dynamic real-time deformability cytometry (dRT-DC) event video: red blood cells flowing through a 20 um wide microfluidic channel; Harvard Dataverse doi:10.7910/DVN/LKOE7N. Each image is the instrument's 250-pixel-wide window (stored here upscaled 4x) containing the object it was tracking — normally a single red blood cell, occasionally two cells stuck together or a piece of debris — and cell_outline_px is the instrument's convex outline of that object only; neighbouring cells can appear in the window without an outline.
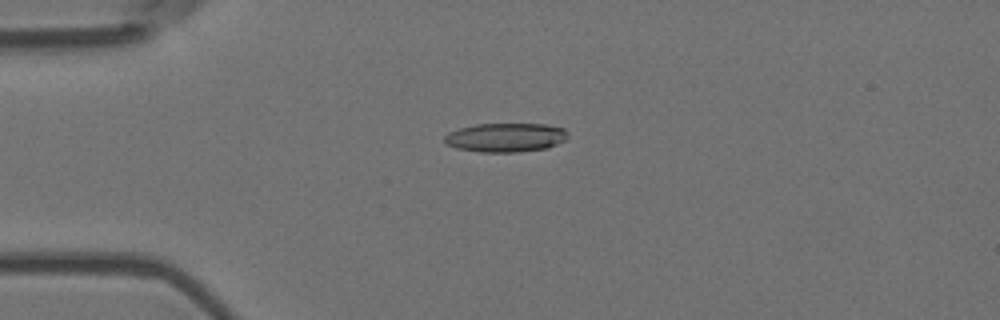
{"species": "Egyptian fruit bat (a non-hibernating species)", "species_latin": "Rousettus aegyptiacus", "temperature_condition": "room temperature", "stored_images_in_passage": 56, "camera_frame_rate_fps": 3000, "um_per_image_px": 0.085, "animal": {"sex": "female"}, "frame": {"image": 1, "passage_image": 14, "time_ms": 4.333, "image_size_px": [1000, 320], "cell_outline_px": [[568, 136], [564, 140], [548, 148], [516, 152], [480, 152], [456, 148], [448, 144], [444, 140], [444, 136], [448, 132], [460, 128], [476, 124], [544, 124], [564, 128], [568, 132]], "centroid_in_image_um": [42.98, 11.68], "position_along_channel_um": 42.0, "area_um2": 20.81}}
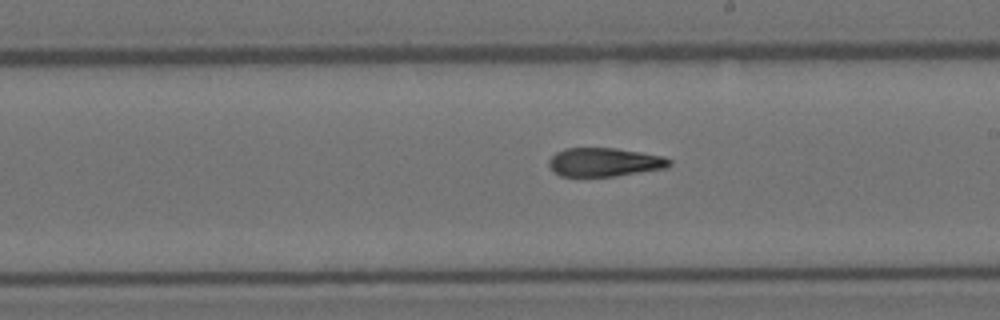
{"frame": {"image": 2, "passage_image": 32, "time_ms": 10.333, "image_size_px": [1000, 320], "cell_outline_px": [[672, 164], [668, 168], [616, 176], [560, 176], [552, 172], [548, 164], [548, 160], [556, 152], [564, 148], [616, 148], [664, 156], [672, 160]], "centroid_in_image_um": [51.39, 13.78], "position_along_channel_um": 237.6, "area_um2": 20.4}}
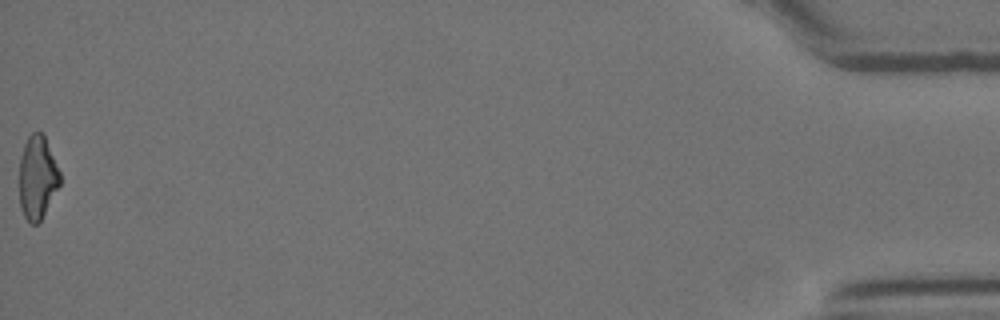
{"frame": {"image": 3, "passage_image": 56, "time_ms": 18.333, "image_size_px": [1000, 320], "cell_outline_px": [[60, 184], [40, 220], [36, 224], [32, 224], [24, 216], [20, 208], [20, 156], [24, 144], [28, 136], [32, 132], [44, 132], [60, 172]], "centroid_in_image_um": [3.18, 15.03], "position_along_channel_um": 432.0, "area_um2": 19.65}, "authors_computed_cell_mechanics": {"area_um2": 20.7502, "velocity_mm_per_s": 3.6678, "shape_relaxation_time_tau1_ms": null, "shape_relaxation_time_tau2_ms": 4.4351, "deformation_change_tau1": null, "deformation_change_tau2": 0.1447}}